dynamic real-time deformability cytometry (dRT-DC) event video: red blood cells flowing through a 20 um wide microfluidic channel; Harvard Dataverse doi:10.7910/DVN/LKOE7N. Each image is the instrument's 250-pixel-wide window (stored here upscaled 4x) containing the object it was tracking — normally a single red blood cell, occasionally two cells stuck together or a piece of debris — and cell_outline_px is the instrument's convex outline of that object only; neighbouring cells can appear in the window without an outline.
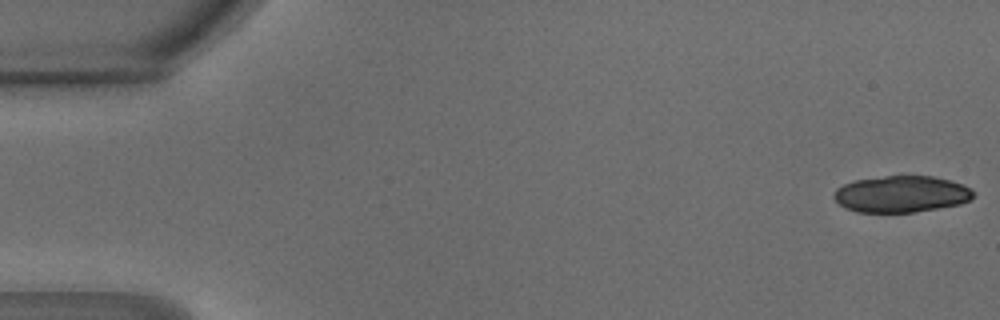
{"species": "common noctule bat (a hibernating species)", "species_latin": "Nyctalus noctula", "temperature_condition": "warm", "stored_images_in_passage": 15, "camera_frame_rate_fps": 3000, "um_per_image_px": 0.085, "animal": {"sex": "male", "body_mass_g": 18.8}, "frame": {"image": 1, "passage_image": 1, "time_ms": 0.0, "image_size_px": [1000, 320], "cell_outline_px": [[976, 192], [968, 200], [960, 204], [912, 212], [856, 212], [844, 208], [832, 196], [836, 188], [844, 184], [856, 180], [884, 176], [932, 176], [964, 184], [972, 188]], "centroid_in_image_um": [76.6, 16.49], "position_along_channel_um": 8.4, "area_um2": 29.65}}
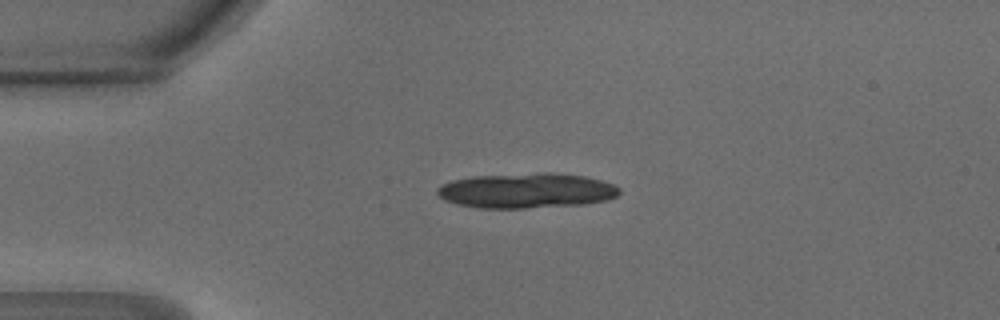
{"frame": {"image": 2, "passage_image": 11, "time_ms": 3.333, "image_size_px": [1000, 320], "cell_outline_px": [[620, 192], [616, 196], [608, 200], [584, 204], [524, 208], [480, 208], [460, 204], [444, 200], [436, 192], [436, 188], [440, 184], [452, 180], [472, 176], [544, 172], [552, 172], [584, 176], [600, 180], [612, 184], [620, 188]], "centroid_in_image_um": [44.74, 16.19], "position_along_channel_um": 40.3, "area_um2": 37.28}}